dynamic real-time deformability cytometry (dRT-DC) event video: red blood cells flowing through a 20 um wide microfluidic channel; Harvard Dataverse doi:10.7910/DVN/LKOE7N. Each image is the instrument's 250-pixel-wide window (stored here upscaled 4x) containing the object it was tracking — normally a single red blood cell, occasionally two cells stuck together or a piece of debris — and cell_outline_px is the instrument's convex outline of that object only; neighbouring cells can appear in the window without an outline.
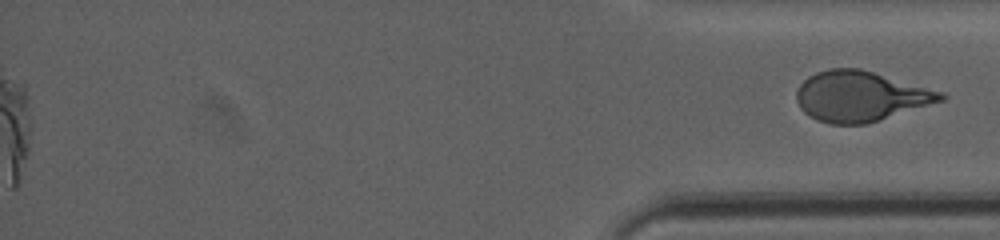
{"species": "human", "species_latin": "Homo sapiens", "temperature_condition": "cold", "stored_images_in_passage": 43, "segment_of_instrument_passage": [2, 2], "camera_frame_rate_fps": 3000, "um_per_image_px": 0.085, "donor": {"sex": "female"}, "frame": {"image": 1, "passage_image": 43, "time_ms": 14.0, "image_size_px": [1000, 240], "cell_outline_px": [[948, 96], [944, 100], [864, 124], [832, 124], [816, 120], [804, 112], [800, 108], [796, 100], [796, 92], [800, 84], [808, 76], [816, 72], [828, 68], [860, 68], [944, 92]], "centroid_in_image_um": [73.11, 8.17], "position_along_channel_um": 362.1, "area_um2": 42.08}}